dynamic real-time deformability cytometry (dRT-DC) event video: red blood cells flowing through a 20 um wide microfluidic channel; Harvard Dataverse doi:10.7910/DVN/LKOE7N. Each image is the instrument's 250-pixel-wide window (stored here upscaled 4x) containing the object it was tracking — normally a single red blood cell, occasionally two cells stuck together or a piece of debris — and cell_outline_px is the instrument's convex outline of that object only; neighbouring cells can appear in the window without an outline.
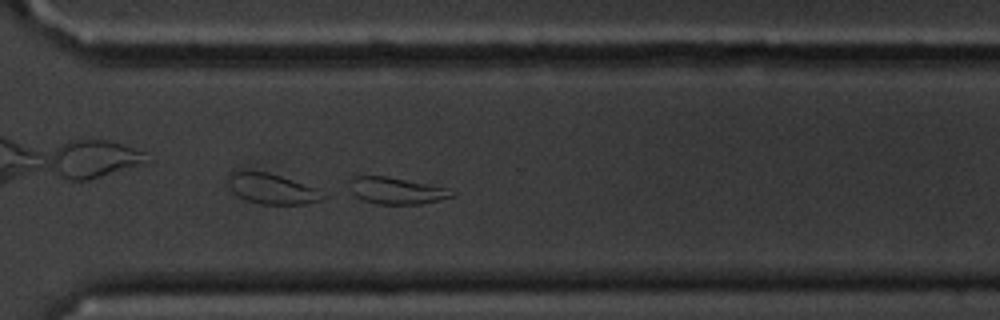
{"species": "common noctule bat (a hibernating species)", "species_latin": "Nyctalus noctula", "temperature_condition": "cold", "stored_images_in_passage": 52, "camera_frame_rate_fps": 3000, "um_per_image_px": 0.085, "animal": {"sex": "male", "body_mass_g": 20.1, "forearm_length_mm": 53.5}, "frame": {"image": 1, "passage_image": 37, "time_ms": 12.0, "image_size_px": [1000, 320], "cell_outline_px": [[456, 196], [420, 204], [376, 204], [364, 200], [356, 196], [352, 192], [348, 184], [348, 180], [352, 176], [384, 176], [448, 188], [456, 192]], "centroid_in_image_um": [33.68, 16.21], "position_along_channel_um": 336.9, "area_um2": 15.9}}